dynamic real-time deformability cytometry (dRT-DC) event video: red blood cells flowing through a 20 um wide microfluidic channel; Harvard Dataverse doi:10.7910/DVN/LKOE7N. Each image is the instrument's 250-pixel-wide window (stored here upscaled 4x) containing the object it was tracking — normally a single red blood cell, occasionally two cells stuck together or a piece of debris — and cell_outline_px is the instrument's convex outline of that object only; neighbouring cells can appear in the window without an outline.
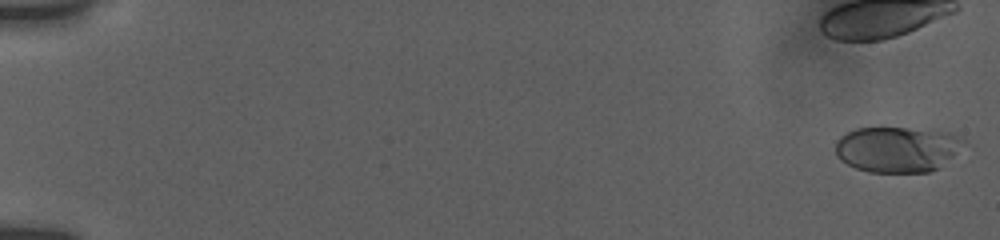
{"species": "human", "species_latin": "Homo sapiens", "temperature_condition": "room temperature", "stored_images_in_passage": 15, "camera_frame_rate_fps": 3000, "um_per_image_px": 0.085, "donor": {"sex": "female"}, "frame": {"image": 1, "passage_image": 1, "time_ms": 0.0, "image_size_px": [1000, 240], "cell_outline_px": [[968, 140], [936, 168], [928, 172], [868, 172], [856, 168], [840, 160], [836, 156], [836, 140], [840, 136], [856, 128], [908, 128], [948, 132]], "centroid_in_image_um": [76.2, 12.68], "position_along_channel_um": 8.8, "area_um2": 33.7}}